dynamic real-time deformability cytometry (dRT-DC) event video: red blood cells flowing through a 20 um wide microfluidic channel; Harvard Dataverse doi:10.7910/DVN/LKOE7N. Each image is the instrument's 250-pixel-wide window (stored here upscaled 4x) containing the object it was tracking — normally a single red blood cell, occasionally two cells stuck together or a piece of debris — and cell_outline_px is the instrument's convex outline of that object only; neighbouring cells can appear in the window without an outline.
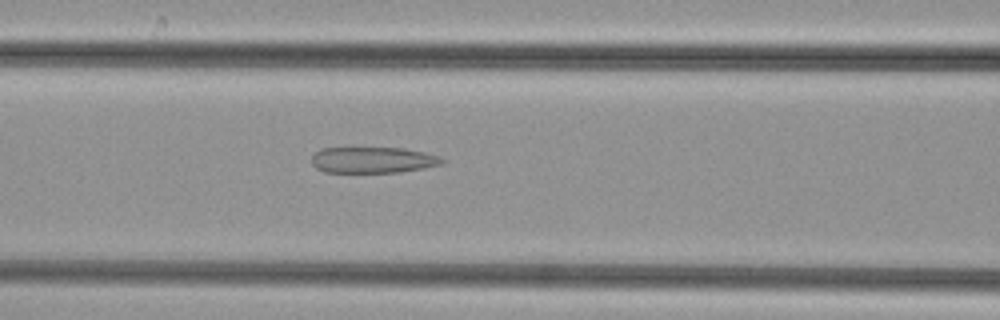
{"species": "common noctule bat (a hibernating species)", "species_latin": "Nyctalus noctula", "temperature_condition": "cold", "stored_images_in_passage": 50, "camera_frame_rate_fps": 3000, "um_per_image_px": 0.085, "animal": {"sex": "female", "body_mass_g": 29.2, "forearm_length_mm": 56.3}, "frame": {"image": 1, "passage_image": 21, "time_ms": 6.667, "image_size_px": [1000, 320], "cell_outline_px": [[448, 160], [444, 164], [424, 168], [400, 172], [324, 172], [316, 168], [312, 164], [312, 156], [316, 152], [324, 148], [404, 148], [424, 152], [440, 156]], "centroid_in_image_um": [31.76, 13.6], "position_along_channel_um": 134.8, "area_um2": 19.94}}
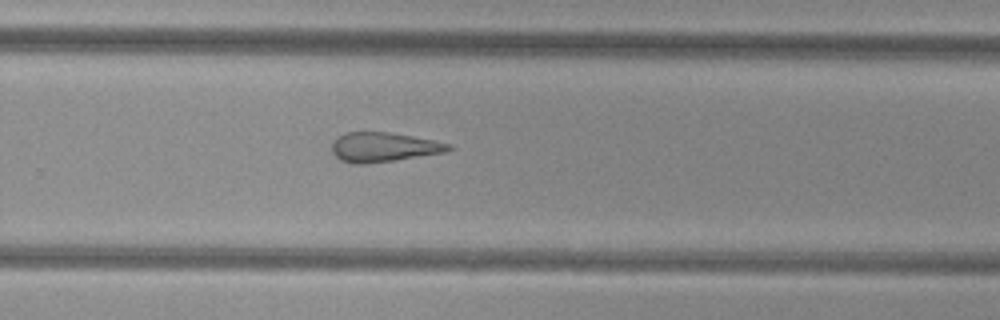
{"frame": {"image": 2, "passage_image": 33, "time_ms": 10.667, "image_size_px": [1000, 320], "cell_outline_px": [[456, 148], [448, 152], [396, 160], [364, 164], [356, 164], [340, 160], [332, 152], [332, 144], [336, 136], [344, 132], [388, 132], [436, 140], [452, 144]], "centroid_in_image_um": [32.66, 12.5], "position_along_channel_um": 297.1, "area_um2": 20.4}}
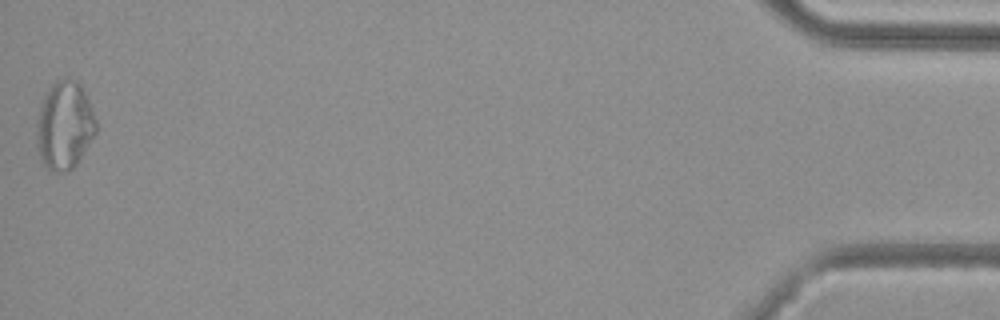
{"frame": {"image": 3, "passage_image": 50, "time_ms": 16.333, "image_size_px": [1000, 320], "cell_outline_px": [[96, 132], [76, 164], [68, 172], [52, 172], [40, 160], [36, 148], [36, 120], [40, 104], [48, 88], [56, 80], [68, 76], [76, 80], [80, 84], [88, 100], [96, 120]], "centroid_in_image_um": [5.44, 10.65], "position_along_channel_um": 429.8, "area_um2": 30.87}}